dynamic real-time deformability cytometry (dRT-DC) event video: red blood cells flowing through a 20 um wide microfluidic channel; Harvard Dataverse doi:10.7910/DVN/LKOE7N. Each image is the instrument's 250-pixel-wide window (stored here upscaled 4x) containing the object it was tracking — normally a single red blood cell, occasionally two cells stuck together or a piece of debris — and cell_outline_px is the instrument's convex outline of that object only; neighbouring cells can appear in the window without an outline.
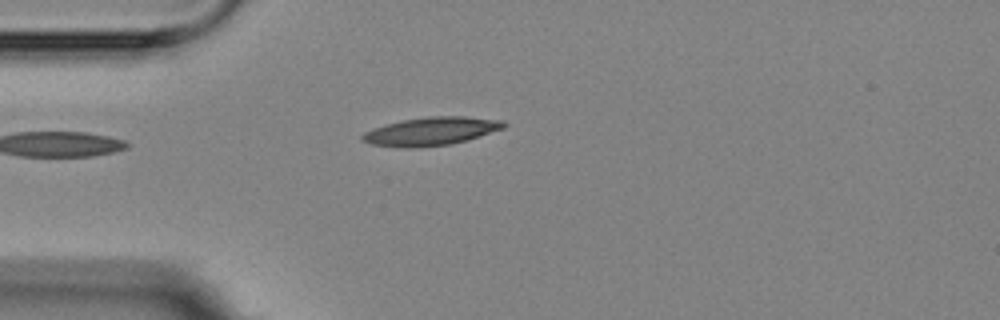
{"species": "Egyptian fruit bat (a non-hibernating species)", "species_latin": "Rousettus aegyptiacus", "temperature_condition": "room temperature", "stored_images_in_passage": 14, "camera_frame_rate_fps": 3000, "um_per_image_px": 0.085, "animal": {"sex": "female"}, "frame": {"image": 1, "passage_image": 2, "time_ms": 1.333, "image_size_px": [1000, 320], "cell_outline_px": [[508, 124], [504, 128], [468, 140], [452, 144], [408, 148], [372, 144], [360, 140], [360, 136], [364, 132], [372, 128], [384, 124], [404, 120], [428, 116], [464, 116], [504, 120]], "centroid_in_image_um": [36.65, 11.15], "position_along_channel_um": 48.3, "area_um2": 23.41}}
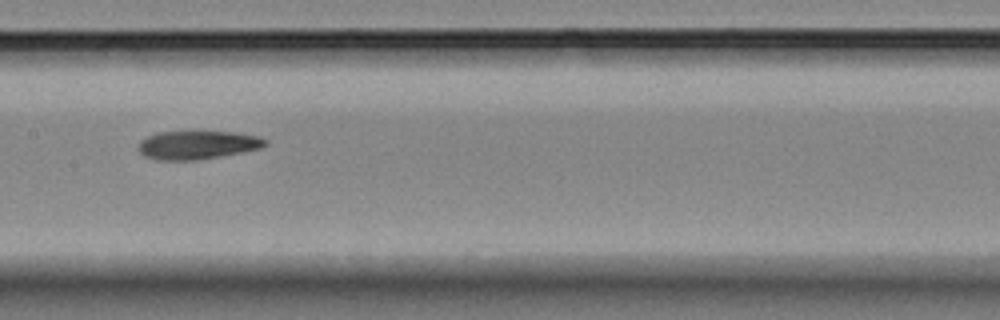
{"frame": {"image": 2, "passage_image": 6, "time_ms": 5.667, "image_size_px": [1000, 320], "cell_outline_px": [[268, 144], [260, 148], [244, 152], [196, 160], [156, 160], [144, 156], [136, 148], [136, 144], [140, 140], [156, 132], [236, 132], [256, 136], [268, 140]], "centroid_in_image_um": [16.74, 12.32], "position_along_channel_um": 190.7, "area_um2": 21.15}}
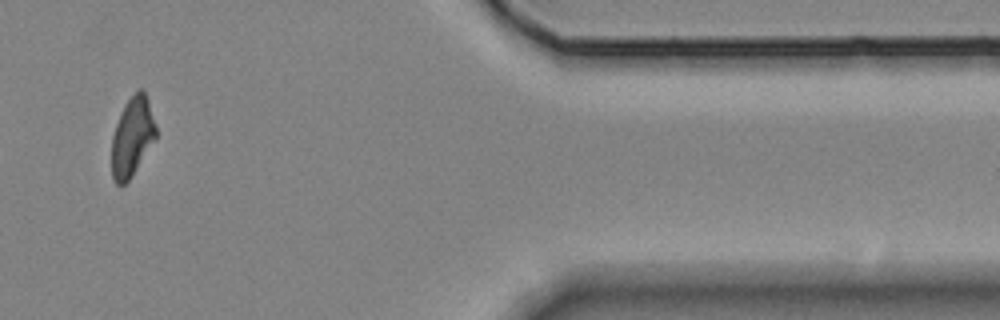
{"frame": {"image": 3, "passage_image": 12, "time_ms": 12.667, "image_size_px": [1000, 320], "cell_outline_px": [[156, 140], [128, 180], [120, 188], [112, 180], [112, 136], [120, 112], [124, 104], [140, 88], [144, 92], [148, 100], [156, 124]], "centroid_in_image_um": [11.23, 11.65], "position_along_channel_um": 400.2, "area_um2": 20.4}, "authors_computed_cell_mechanics": {"area_um2": 21.386, "velocity_mm_per_s": 3.5543, "shape_relaxation_time_tau1_ms": 8.185, "shape_relaxation_time_tau2_ms": 11.1124, "deformation_change_tau1": 0.2261, "deformation_change_tau2": 0.2195}}